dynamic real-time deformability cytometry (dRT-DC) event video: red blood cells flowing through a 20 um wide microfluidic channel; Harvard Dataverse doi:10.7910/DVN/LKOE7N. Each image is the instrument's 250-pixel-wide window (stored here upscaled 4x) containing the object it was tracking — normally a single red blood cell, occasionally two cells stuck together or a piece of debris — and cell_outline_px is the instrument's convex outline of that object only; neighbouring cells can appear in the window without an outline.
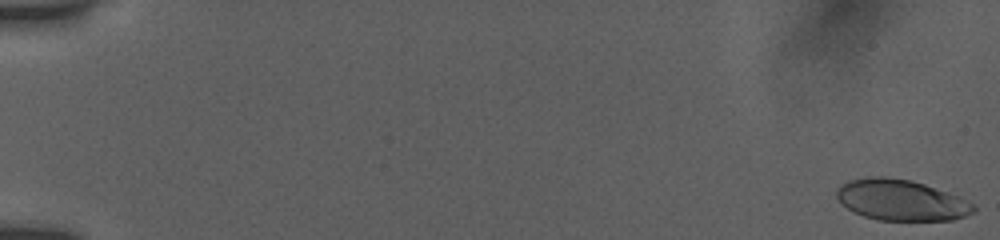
{"species": "human", "species_latin": "Homo sapiens", "temperature_condition": "room temperature", "stored_images_in_passage": 8, "camera_frame_rate_fps": 3000, "um_per_image_px": 0.085, "donor": {"sex": "female"}, "frame": {"image": 1, "passage_image": 1, "time_ms": 0.0, "image_size_px": [1000, 240], "cell_outline_px": [[976, 212], [952, 220], [880, 220], [864, 216], [852, 212], [836, 196], [836, 188], [840, 184], [848, 180], [864, 176], [884, 176], [912, 180], [960, 196], [976, 204]], "centroid_in_image_um": [76.6, 16.99], "position_along_channel_um": 8.4, "area_um2": 33.0}}
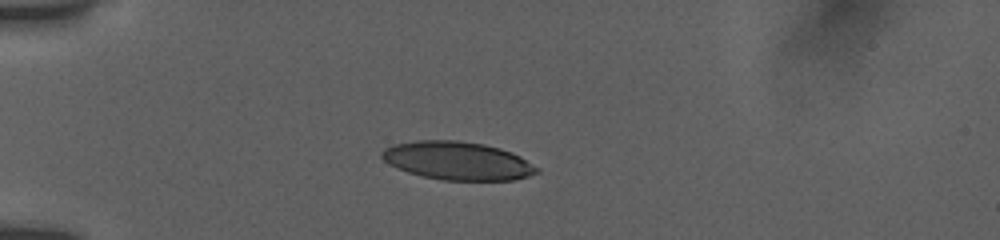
{"frame": {"image": 2, "passage_image": 6, "time_ms": 5.0, "image_size_px": [1000, 240], "cell_outline_px": [[540, 172], [528, 176], [512, 180], [444, 180], [424, 176], [408, 172], [396, 168], [388, 164], [380, 156], [380, 152], [384, 148], [392, 144], [420, 140], [456, 140], [484, 144], [500, 148], [512, 152], [520, 156], [540, 168]], "centroid_in_image_um": [38.88, 13.66], "position_along_channel_um": 46.1, "area_um2": 34.68}}
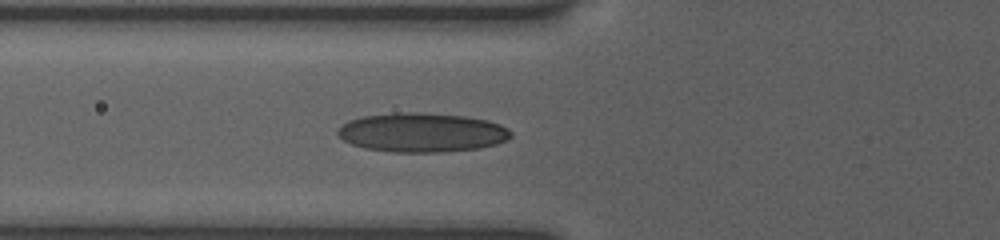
{"frame": {"image": 3, "passage_image": 8, "time_ms": 7.0, "image_size_px": [1000, 240], "cell_outline_px": [[512, 136], [508, 140], [496, 144], [480, 148], [444, 152], [392, 152], [364, 148], [352, 144], [344, 140], [336, 132], [348, 120], [360, 116], [400, 112], [416, 112], [464, 116], [488, 120], [500, 124], [508, 128], [512, 132]], "centroid_in_image_um": [35.89, 11.26], "position_along_channel_um": 89.9, "area_um2": 39.71}}